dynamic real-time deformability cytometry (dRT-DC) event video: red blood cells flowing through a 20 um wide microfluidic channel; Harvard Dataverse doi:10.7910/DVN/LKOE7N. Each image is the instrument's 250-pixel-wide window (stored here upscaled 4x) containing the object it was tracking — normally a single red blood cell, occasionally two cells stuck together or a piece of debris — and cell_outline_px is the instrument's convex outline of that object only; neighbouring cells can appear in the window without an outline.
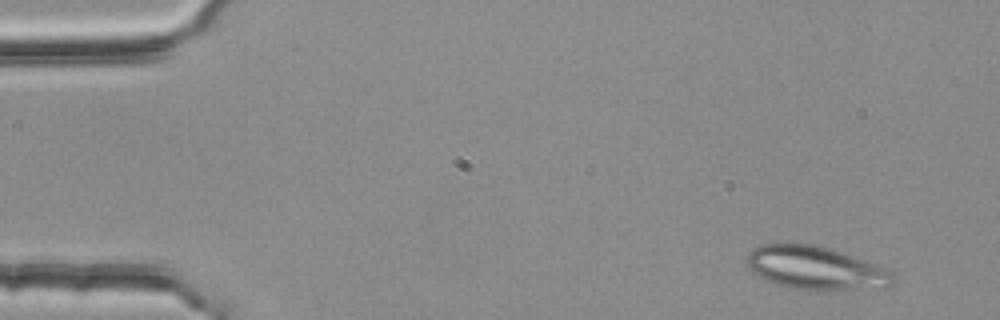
{"species": "common noctule bat (a hibernating species)", "species_latin": "Nyctalus noctula", "temperature_condition": "room temperature", "stored_images_in_passage": 3, "camera_frame_rate_fps": 3000, "um_per_image_px": 0.085, "animal": {"sex": "female", "body_mass_g": 25.1}, "frame": {"image": 1, "passage_image": 1, "time_ms": 0.0, "image_size_px": [1000, 320], "cell_outline_px": [[896, 276], [892, 284], [888, 288], [796, 288], [780, 284], [768, 280], [752, 272], [748, 268], [748, 252], [752, 248], [760, 244], [812, 244], [840, 252], [864, 260], [884, 268], [892, 272]], "centroid_in_image_um": [69.33, 22.75], "position_along_channel_um": 15.7, "area_um2": 35.66}}